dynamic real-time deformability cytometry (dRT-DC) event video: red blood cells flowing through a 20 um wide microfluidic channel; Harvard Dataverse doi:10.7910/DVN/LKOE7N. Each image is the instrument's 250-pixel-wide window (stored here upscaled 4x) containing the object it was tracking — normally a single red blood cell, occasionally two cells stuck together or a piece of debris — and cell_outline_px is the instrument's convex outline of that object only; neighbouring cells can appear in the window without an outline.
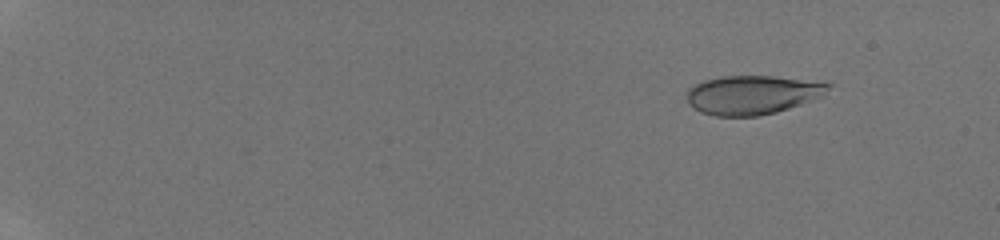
{"species": "human", "species_latin": "Homo sapiens", "temperature_condition": "room temperature", "stored_images_in_passage": 20, "camera_frame_rate_fps": 3000, "um_per_image_px": 0.085, "donor": {"sex": "male"}, "frame": {"image": 1, "passage_image": 5, "time_ms": 2.0, "image_size_px": [1000, 240], "cell_outline_px": [[832, 84], [824, 96], [776, 112], [760, 116], [716, 116], [700, 112], [688, 104], [688, 88], [692, 84], [704, 80], [720, 76], [772, 76]], "centroid_in_image_um": [63.91, 8.06], "position_along_channel_um": 21.1, "area_um2": 32.02}}
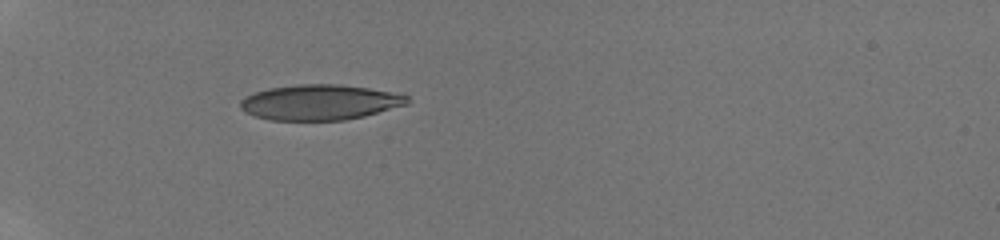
{"frame": {"image": 2, "passage_image": 19, "time_ms": 6.333, "image_size_px": [1000, 240], "cell_outline_px": [[412, 100], [408, 104], [364, 116], [344, 120], [268, 120], [244, 112], [240, 108], [240, 100], [244, 96], [268, 88], [296, 84], [340, 84], [368, 88], [408, 96]], "centroid_in_image_um": [27.15, 8.69], "position_along_channel_um": 57.8, "area_um2": 34.45}}